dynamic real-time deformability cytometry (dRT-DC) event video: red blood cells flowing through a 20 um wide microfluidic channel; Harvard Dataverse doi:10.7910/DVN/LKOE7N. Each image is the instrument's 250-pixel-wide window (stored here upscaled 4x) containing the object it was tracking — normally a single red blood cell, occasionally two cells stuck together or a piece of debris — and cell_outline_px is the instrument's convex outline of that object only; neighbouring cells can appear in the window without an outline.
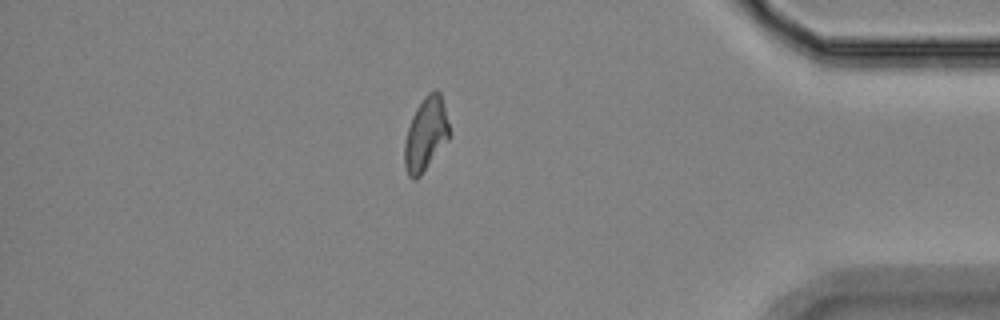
{"species": "Egyptian fruit bat (a non-hibernating species)", "species_latin": "Rousettus aegyptiacus", "temperature_condition": "room temperature", "stored_images_in_passage": 18, "segment_of_instrument_passage": [2, 2], "camera_frame_rate_fps": 3000, "um_per_image_px": 0.085, "animal": {"sex": "female"}, "frame": {"image": 1, "passage_image": 18, "time_ms": 19.333, "image_size_px": [1000, 320], "cell_outline_px": [[448, 140], [420, 176], [416, 180], [412, 180], [408, 176], [404, 164], [404, 144], [408, 128], [412, 116], [416, 108], [424, 96], [428, 92], [436, 88], [440, 92], [448, 124]], "centroid_in_image_um": [36.16, 11.42], "position_along_channel_um": 399.0, "area_um2": 19.02}}